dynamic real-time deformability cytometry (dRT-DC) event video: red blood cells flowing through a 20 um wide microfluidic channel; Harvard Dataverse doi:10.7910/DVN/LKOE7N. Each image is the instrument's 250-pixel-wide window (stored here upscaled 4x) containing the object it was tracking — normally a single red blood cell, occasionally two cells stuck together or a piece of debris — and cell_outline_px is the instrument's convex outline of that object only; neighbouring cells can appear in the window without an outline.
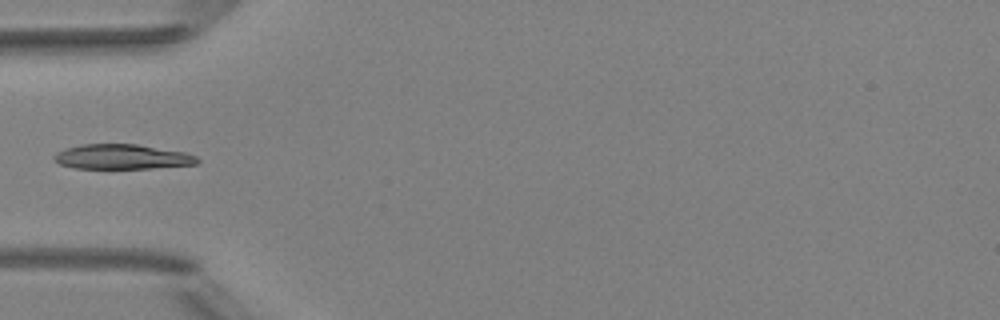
{"species": "Egyptian fruit bat (a non-hibernating species)", "species_latin": "Rousettus aegyptiacus", "temperature_condition": "room temperature", "stored_images_in_passage": 5, "camera_frame_rate_fps": 3000, "um_per_image_px": 0.085, "animal": {"sex": "female"}, "frame": {"image": 1, "passage_image": 5, "time_ms": 4.667, "image_size_px": [1000, 320], "cell_outline_px": [[200, 160], [196, 164], [152, 168], [76, 168], [60, 164], [52, 160], [52, 156], [56, 152], [64, 148], [80, 144], [136, 144], [184, 152], [196, 156]], "centroid_in_image_um": [10.32, 13.32], "position_along_channel_um": 74.7, "area_um2": 20.75}}